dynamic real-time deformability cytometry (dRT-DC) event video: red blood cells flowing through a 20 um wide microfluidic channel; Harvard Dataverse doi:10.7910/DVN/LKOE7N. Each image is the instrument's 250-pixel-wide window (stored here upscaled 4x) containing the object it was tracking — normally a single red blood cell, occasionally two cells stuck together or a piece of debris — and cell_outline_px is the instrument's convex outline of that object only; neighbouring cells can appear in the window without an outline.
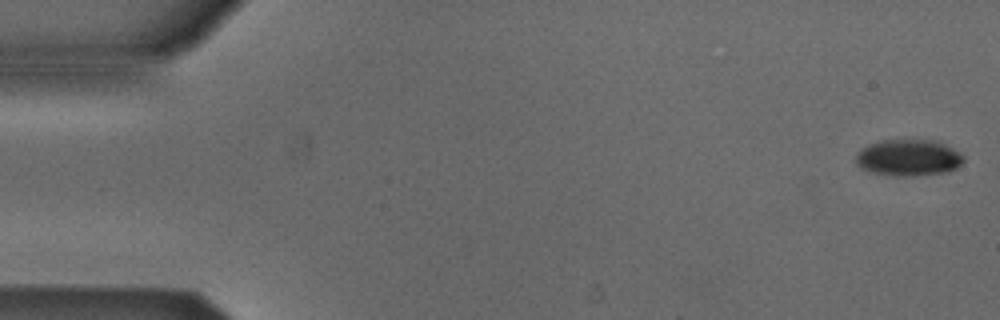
{"species": "Egyptian fruit bat (a non-hibernating species)", "species_latin": "Rousettus aegyptiacus", "temperature_condition": "cold", "stored_images_in_passage": 18, "camera_frame_rate_fps": 3000, "um_per_image_px": 0.085, "animal": {"sex": "male"}, "frame": {"image": 1, "passage_image": 1, "time_ms": 0.0, "image_size_px": [1000, 320], "cell_outline_px": [[964, 160], [956, 168], [948, 172], [916, 176], [892, 176], [868, 172], [860, 168], [856, 164], [856, 152], [860, 148], [868, 144], [880, 140], [936, 140], [952, 148], [964, 156]], "centroid_in_image_um": [77.17, 13.41], "position_along_channel_um": 7.8, "area_um2": 23.29}}
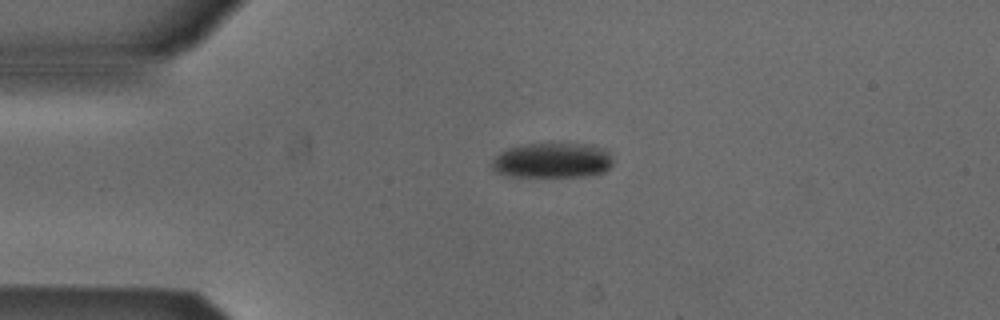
{"frame": {"image": 2, "passage_image": 12, "time_ms": 3.667, "image_size_px": [1000, 320], "cell_outline_px": [[612, 164], [604, 172], [584, 176], [504, 176], [496, 172], [492, 168], [492, 160], [500, 152], [508, 148], [524, 144], [592, 144], [608, 148], [612, 152]], "centroid_in_image_um": [46.99, 13.62], "position_along_channel_um": 38.0, "area_um2": 25.03}}